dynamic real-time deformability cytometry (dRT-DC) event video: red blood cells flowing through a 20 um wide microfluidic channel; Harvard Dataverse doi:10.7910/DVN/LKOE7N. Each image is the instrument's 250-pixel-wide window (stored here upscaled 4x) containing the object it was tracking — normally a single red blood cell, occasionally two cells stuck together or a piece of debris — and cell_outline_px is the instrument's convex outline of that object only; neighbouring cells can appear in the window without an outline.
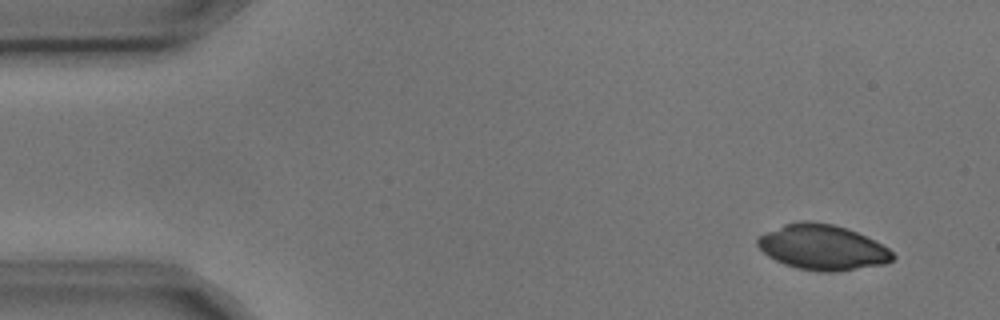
{"species": "common noctule bat (a hibernating species)", "species_latin": "Nyctalus noctula", "temperature_condition": "cold", "stored_images_in_passage": 5, "segment_of_instrument_passage": [2, 2], "camera_frame_rate_fps": 3000, "um_per_image_px": 0.085, "animal": {"sex": "male", "body_mass_g": 17.9, "forearm_length_mm": 54.2}, "frame": {"image": 1, "passage_image": 5, "time_ms": 1.333, "image_size_px": [1000, 320], "cell_outline_px": [[896, 256], [892, 260], [884, 264], [836, 272], [820, 272], [796, 268], [784, 264], [768, 256], [756, 244], [756, 240], [760, 236], [784, 224], [800, 220], [808, 220], [832, 224], [848, 228], [888, 248]], "centroid_in_image_um": [69.9, 21.03], "position_along_channel_um": 15.1, "area_um2": 35.49}}